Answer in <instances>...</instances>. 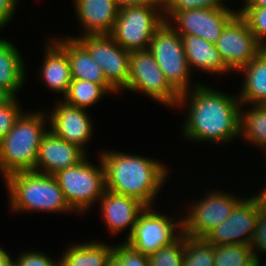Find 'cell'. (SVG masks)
Segmentation results:
<instances>
[{
	"mask_svg": "<svg viewBox=\"0 0 266 266\" xmlns=\"http://www.w3.org/2000/svg\"><path fill=\"white\" fill-rule=\"evenodd\" d=\"M193 86L194 88L180 95L177 105L180 108L188 105V117L182 127L185 139L219 144L231 142L233 138L241 136L242 109L239 98L201 82Z\"/></svg>",
	"mask_w": 266,
	"mask_h": 266,
	"instance_id": "cell-1",
	"label": "cell"
},
{
	"mask_svg": "<svg viewBox=\"0 0 266 266\" xmlns=\"http://www.w3.org/2000/svg\"><path fill=\"white\" fill-rule=\"evenodd\" d=\"M100 157L105 169L106 190L152 207L156 194L167 179V166L155 159L122 151L105 150Z\"/></svg>",
	"mask_w": 266,
	"mask_h": 266,
	"instance_id": "cell-2",
	"label": "cell"
},
{
	"mask_svg": "<svg viewBox=\"0 0 266 266\" xmlns=\"http://www.w3.org/2000/svg\"><path fill=\"white\" fill-rule=\"evenodd\" d=\"M46 114L47 111L23 112L0 140V172L4 179L16 172L35 169L41 140L49 130L45 127Z\"/></svg>",
	"mask_w": 266,
	"mask_h": 266,
	"instance_id": "cell-3",
	"label": "cell"
},
{
	"mask_svg": "<svg viewBox=\"0 0 266 266\" xmlns=\"http://www.w3.org/2000/svg\"><path fill=\"white\" fill-rule=\"evenodd\" d=\"M11 211L72 212L54 175L16 172L5 178Z\"/></svg>",
	"mask_w": 266,
	"mask_h": 266,
	"instance_id": "cell-4",
	"label": "cell"
},
{
	"mask_svg": "<svg viewBox=\"0 0 266 266\" xmlns=\"http://www.w3.org/2000/svg\"><path fill=\"white\" fill-rule=\"evenodd\" d=\"M86 158L78 164L60 170L56 178L70 208L86 212L106 191L105 169L101 157L99 165H92Z\"/></svg>",
	"mask_w": 266,
	"mask_h": 266,
	"instance_id": "cell-5",
	"label": "cell"
},
{
	"mask_svg": "<svg viewBox=\"0 0 266 266\" xmlns=\"http://www.w3.org/2000/svg\"><path fill=\"white\" fill-rule=\"evenodd\" d=\"M164 21L162 4L123 7L110 35L127 51L148 50L153 34Z\"/></svg>",
	"mask_w": 266,
	"mask_h": 266,
	"instance_id": "cell-6",
	"label": "cell"
},
{
	"mask_svg": "<svg viewBox=\"0 0 266 266\" xmlns=\"http://www.w3.org/2000/svg\"><path fill=\"white\" fill-rule=\"evenodd\" d=\"M148 50L167 82L179 95L194 88L190 83L192 71L185 56L181 35L169 22L164 21L155 31Z\"/></svg>",
	"mask_w": 266,
	"mask_h": 266,
	"instance_id": "cell-7",
	"label": "cell"
},
{
	"mask_svg": "<svg viewBox=\"0 0 266 266\" xmlns=\"http://www.w3.org/2000/svg\"><path fill=\"white\" fill-rule=\"evenodd\" d=\"M125 90L142 92L164 106H175L180 95L170 86L149 50L131 51Z\"/></svg>",
	"mask_w": 266,
	"mask_h": 266,
	"instance_id": "cell-8",
	"label": "cell"
},
{
	"mask_svg": "<svg viewBox=\"0 0 266 266\" xmlns=\"http://www.w3.org/2000/svg\"><path fill=\"white\" fill-rule=\"evenodd\" d=\"M75 38L101 67L106 81L119 93L129 80L130 51L122 48L110 34L85 35Z\"/></svg>",
	"mask_w": 266,
	"mask_h": 266,
	"instance_id": "cell-9",
	"label": "cell"
},
{
	"mask_svg": "<svg viewBox=\"0 0 266 266\" xmlns=\"http://www.w3.org/2000/svg\"><path fill=\"white\" fill-rule=\"evenodd\" d=\"M172 219L156 212L151 207H146L139 214L137 223L125 242L147 255L157 252L161 247L172 244L183 234L182 219L178 222ZM176 229L179 232H176L178 231Z\"/></svg>",
	"mask_w": 266,
	"mask_h": 266,
	"instance_id": "cell-10",
	"label": "cell"
},
{
	"mask_svg": "<svg viewBox=\"0 0 266 266\" xmlns=\"http://www.w3.org/2000/svg\"><path fill=\"white\" fill-rule=\"evenodd\" d=\"M194 203L182 218V232L192 238H203L212 229L223 223L241 201L240 197L222 191H211Z\"/></svg>",
	"mask_w": 266,
	"mask_h": 266,
	"instance_id": "cell-11",
	"label": "cell"
},
{
	"mask_svg": "<svg viewBox=\"0 0 266 266\" xmlns=\"http://www.w3.org/2000/svg\"><path fill=\"white\" fill-rule=\"evenodd\" d=\"M215 45L224 64L233 71L248 65L264 48L239 12L225 26Z\"/></svg>",
	"mask_w": 266,
	"mask_h": 266,
	"instance_id": "cell-12",
	"label": "cell"
},
{
	"mask_svg": "<svg viewBox=\"0 0 266 266\" xmlns=\"http://www.w3.org/2000/svg\"><path fill=\"white\" fill-rule=\"evenodd\" d=\"M261 210L256 194L248 197V199L243 198L234 207L230 216L208 232L203 239L213 245H249Z\"/></svg>",
	"mask_w": 266,
	"mask_h": 266,
	"instance_id": "cell-13",
	"label": "cell"
},
{
	"mask_svg": "<svg viewBox=\"0 0 266 266\" xmlns=\"http://www.w3.org/2000/svg\"><path fill=\"white\" fill-rule=\"evenodd\" d=\"M237 13L228 6L196 8L178 11L169 19V24L175 26L179 35H196L215 44L225 26Z\"/></svg>",
	"mask_w": 266,
	"mask_h": 266,
	"instance_id": "cell-14",
	"label": "cell"
},
{
	"mask_svg": "<svg viewBox=\"0 0 266 266\" xmlns=\"http://www.w3.org/2000/svg\"><path fill=\"white\" fill-rule=\"evenodd\" d=\"M50 114L47 113L49 130L59 138L78 145L85 150V145L93 136L92 120L84 108H78L60 101Z\"/></svg>",
	"mask_w": 266,
	"mask_h": 266,
	"instance_id": "cell-15",
	"label": "cell"
},
{
	"mask_svg": "<svg viewBox=\"0 0 266 266\" xmlns=\"http://www.w3.org/2000/svg\"><path fill=\"white\" fill-rule=\"evenodd\" d=\"M87 156L78 145L57 137L50 130L43 136L39 146L34 172L54 175L72 167Z\"/></svg>",
	"mask_w": 266,
	"mask_h": 266,
	"instance_id": "cell-16",
	"label": "cell"
},
{
	"mask_svg": "<svg viewBox=\"0 0 266 266\" xmlns=\"http://www.w3.org/2000/svg\"><path fill=\"white\" fill-rule=\"evenodd\" d=\"M104 222L110 234L120 233L129 226L131 235L139 214L146 206L139 200L106 190L99 199Z\"/></svg>",
	"mask_w": 266,
	"mask_h": 266,
	"instance_id": "cell-17",
	"label": "cell"
},
{
	"mask_svg": "<svg viewBox=\"0 0 266 266\" xmlns=\"http://www.w3.org/2000/svg\"><path fill=\"white\" fill-rule=\"evenodd\" d=\"M76 16L85 35L111 34L119 7L114 0H74Z\"/></svg>",
	"mask_w": 266,
	"mask_h": 266,
	"instance_id": "cell-18",
	"label": "cell"
},
{
	"mask_svg": "<svg viewBox=\"0 0 266 266\" xmlns=\"http://www.w3.org/2000/svg\"><path fill=\"white\" fill-rule=\"evenodd\" d=\"M60 39L54 38L68 55L72 79L101 84L109 93H118L106 81L101 67L95 63L88 51L75 38L67 37Z\"/></svg>",
	"mask_w": 266,
	"mask_h": 266,
	"instance_id": "cell-19",
	"label": "cell"
},
{
	"mask_svg": "<svg viewBox=\"0 0 266 266\" xmlns=\"http://www.w3.org/2000/svg\"><path fill=\"white\" fill-rule=\"evenodd\" d=\"M51 42L45 44L46 54L41 66V79L46 87L65 96L73 80L68 55L54 39Z\"/></svg>",
	"mask_w": 266,
	"mask_h": 266,
	"instance_id": "cell-20",
	"label": "cell"
},
{
	"mask_svg": "<svg viewBox=\"0 0 266 266\" xmlns=\"http://www.w3.org/2000/svg\"><path fill=\"white\" fill-rule=\"evenodd\" d=\"M190 69L199 68L207 73L224 74L231 70L224 64L214 43L196 35H181Z\"/></svg>",
	"mask_w": 266,
	"mask_h": 266,
	"instance_id": "cell-21",
	"label": "cell"
},
{
	"mask_svg": "<svg viewBox=\"0 0 266 266\" xmlns=\"http://www.w3.org/2000/svg\"><path fill=\"white\" fill-rule=\"evenodd\" d=\"M238 72L245 74L242 89L238 93L240 96L237 95L241 107L245 104L266 105V48Z\"/></svg>",
	"mask_w": 266,
	"mask_h": 266,
	"instance_id": "cell-22",
	"label": "cell"
},
{
	"mask_svg": "<svg viewBox=\"0 0 266 266\" xmlns=\"http://www.w3.org/2000/svg\"><path fill=\"white\" fill-rule=\"evenodd\" d=\"M24 60L15 45L5 39H0V87L12 97L24 85Z\"/></svg>",
	"mask_w": 266,
	"mask_h": 266,
	"instance_id": "cell-23",
	"label": "cell"
},
{
	"mask_svg": "<svg viewBox=\"0 0 266 266\" xmlns=\"http://www.w3.org/2000/svg\"><path fill=\"white\" fill-rule=\"evenodd\" d=\"M114 246L99 241L72 245L59 258V266H106Z\"/></svg>",
	"mask_w": 266,
	"mask_h": 266,
	"instance_id": "cell-24",
	"label": "cell"
},
{
	"mask_svg": "<svg viewBox=\"0 0 266 266\" xmlns=\"http://www.w3.org/2000/svg\"><path fill=\"white\" fill-rule=\"evenodd\" d=\"M240 112V135L254 146L266 149V105L253 104ZM245 137V138H244Z\"/></svg>",
	"mask_w": 266,
	"mask_h": 266,
	"instance_id": "cell-25",
	"label": "cell"
},
{
	"mask_svg": "<svg viewBox=\"0 0 266 266\" xmlns=\"http://www.w3.org/2000/svg\"><path fill=\"white\" fill-rule=\"evenodd\" d=\"M108 93L101 84L73 79L68 93L63 96V101L69 105L86 109L97 103Z\"/></svg>",
	"mask_w": 266,
	"mask_h": 266,
	"instance_id": "cell-26",
	"label": "cell"
},
{
	"mask_svg": "<svg viewBox=\"0 0 266 266\" xmlns=\"http://www.w3.org/2000/svg\"><path fill=\"white\" fill-rule=\"evenodd\" d=\"M182 266H214V245L184 235Z\"/></svg>",
	"mask_w": 266,
	"mask_h": 266,
	"instance_id": "cell-27",
	"label": "cell"
},
{
	"mask_svg": "<svg viewBox=\"0 0 266 266\" xmlns=\"http://www.w3.org/2000/svg\"><path fill=\"white\" fill-rule=\"evenodd\" d=\"M254 258L249 245H214V266H244Z\"/></svg>",
	"mask_w": 266,
	"mask_h": 266,
	"instance_id": "cell-28",
	"label": "cell"
},
{
	"mask_svg": "<svg viewBox=\"0 0 266 266\" xmlns=\"http://www.w3.org/2000/svg\"><path fill=\"white\" fill-rule=\"evenodd\" d=\"M184 234L172 244L161 247L149 257V266H182L183 265Z\"/></svg>",
	"mask_w": 266,
	"mask_h": 266,
	"instance_id": "cell-29",
	"label": "cell"
},
{
	"mask_svg": "<svg viewBox=\"0 0 266 266\" xmlns=\"http://www.w3.org/2000/svg\"><path fill=\"white\" fill-rule=\"evenodd\" d=\"M238 12L246 20L257 41L266 48V7H242Z\"/></svg>",
	"mask_w": 266,
	"mask_h": 266,
	"instance_id": "cell-30",
	"label": "cell"
},
{
	"mask_svg": "<svg viewBox=\"0 0 266 266\" xmlns=\"http://www.w3.org/2000/svg\"><path fill=\"white\" fill-rule=\"evenodd\" d=\"M222 0H162L163 16L169 22L178 11L196 9L225 7Z\"/></svg>",
	"mask_w": 266,
	"mask_h": 266,
	"instance_id": "cell-31",
	"label": "cell"
},
{
	"mask_svg": "<svg viewBox=\"0 0 266 266\" xmlns=\"http://www.w3.org/2000/svg\"><path fill=\"white\" fill-rule=\"evenodd\" d=\"M18 103L16 97H11L5 104L0 105V140L12 129L24 112Z\"/></svg>",
	"mask_w": 266,
	"mask_h": 266,
	"instance_id": "cell-32",
	"label": "cell"
},
{
	"mask_svg": "<svg viewBox=\"0 0 266 266\" xmlns=\"http://www.w3.org/2000/svg\"><path fill=\"white\" fill-rule=\"evenodd\" d=\"M113 255L127 266H149V257L140 251L135 250L126 242L114 246Z\"/></svg>",
	"mask_w": 266,
	"mask_h": 266,
	"instance_id": "cell-33",
	"label": "cell"
},
{
	"mask_svg": "<svg viewBox=\"0 0 266 266\" xmlns=\"http://www.w3.org/2000/svg\"><path fill=\"white\" fill-rule=\"evenodd\" d=\"M249 246L251 247L254 257L256 258H259V252L266 253V213L263 210L259 212L256 228Z\"/></svg>",
	"mask_w": 266,
	"mask_h": 266,
	"instance_id": "cell-34",
	"label": "cell"
},
{
	"mask_svg": "<svg viewBox=\"0 0 266 266\" xmlns=\"http://www.w3.org/2000/svg\"><path fill=\"white\" fill-rule=\"evenodd\" d=\"M13 263L15 266H59V260L54 261L40 251L22 252Z\"/></svg>",
	"mask_w": 266,
	"mask_h": 266,
	"instance_id": "cell-35",
	"label": "cell"
},
{
	"mask_svg": "<svg viewBox=\"0 0 266 266\" xmlns=\"http://www.w3.org/2000/svg\"><path fill=\"white\" fill-rule=\"evenodd\" d=\"M18 0H0V30L12 20Z\"/></svg>",
	"mask_w": 266,
	"mask_h": 266,
	"instance_id": "cell-36",
	"label": "cell"
},
{
	"mask_svg": "<svg viewBox=\"0 0 266 266\" xmlns=\"http://www.w3.org/2000/svg\"><path fill=\"white\" fill-rule=\"evenodd\" d=\"M119 8L134 6V5H147V4H162V0H114Z\"/></svg>",
	"mask_w": 266,
	"mask_h": 266,
	"instance_id": "cell-37",
	"label": "cell"
},
{
	"mask_svg": "<svg viewBox=\"0 0 266 266\" xmlns=\"http://www.w3.org/2000/svg\"><path fill=\"white\" fill-rule=\"evenodd\" d=\"M12 262L10 254L0 247V266H9Z\"/></svg>",
	"mask_w": 266,
	"mask_h": 266,
	"instance_id": "cell-38",
	"label": "cell"
},
{
	"mask_svg": "<svg viewBox=\"0 0 266 266\" xmlns=\"http://www.w3.org/2000/svg\"><path fill=\"white\" fill-rule=\"evenodd\" d=\"M243 7H266V0H242Z\"/></svg>",
	"mask_w": 266,
	"mask_h": 266,
	"instance_id": "cell-39",
	"label": "cell"
},
{
	"mask_svg": "<svg viewBox=\"0 0 266 266\" xmlns=\"http://www.w3.org/2000/svg\"><path fill=\"white\" fill-rule=\"evenodd\" d=\"M257 194L256 197L259 199L261 209L266 213V187L263 189V191Z\"/></svg>",
	"mask_w": 266,
	"mask_h": 266,
	"instance_id": "cell-40",
	"label": "cell"
},
{
	"mask_svg": "<svg viewBox=\"0 0 266 266\" xmlns=\"http://www.w3.org/2000/svg\"><path fill=\"white\" fill-rule=\"evenodd\" d=\"M12 96L0 87V105L5 104Z\"/></svg>",
	"mask_w": 266,
	"mask_h": 266,
	"instance_id": "cell-41",
	"label": "cell"
},
{
	"mask_svg": "<svg viewBox=\"0 0 266 266\" xmlns=\"http://www.w3.org/2000/svg\"><path fill=\"white\" fill-rule=\"evenodd\" d=\"M106 266H127L123 265L113 254L108 259Z\"/></svg>",
	"mask_w": 266,
	"mask_h": 266,
	"instance_id": "cell-42",
	"label": "cell"
},
{
	"mask_svg": "<svg viewBox=\"0 0 266 266\" xmlns=\"http://www.w3.org/2000/svg\"><path fill=\"white\" fill-rule=\"evenodd\" d=\"M244 266H260V257L259 258L254 257L248 264Z\"/></svg>",
	"mask_w": 266,
	"mask_h": 266,
	"instance_id": "cell-43",
	"label": "cell"
}]
</instances>
